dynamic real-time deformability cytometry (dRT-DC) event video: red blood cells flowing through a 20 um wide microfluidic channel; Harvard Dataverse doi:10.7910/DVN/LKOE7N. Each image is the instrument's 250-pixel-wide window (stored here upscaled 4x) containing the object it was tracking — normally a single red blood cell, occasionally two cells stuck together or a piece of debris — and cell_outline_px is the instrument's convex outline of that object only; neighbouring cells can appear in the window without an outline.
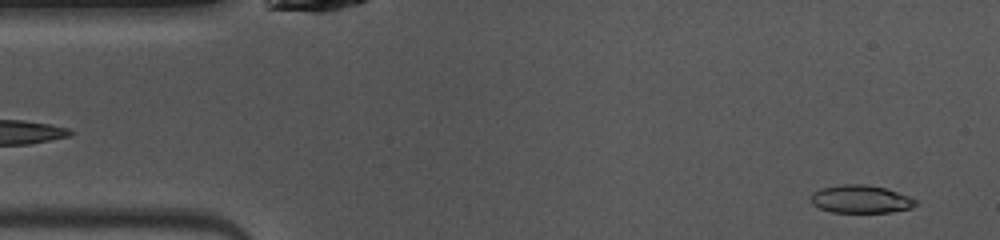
{"species": "common noctule bat (a hibernating species)", "species_latin": "Nyctalus noctula", "temperature_condition": "warm", "stored_images_in_passage": 44, "camera_frame_rate_fps": 3000, "um_per_image_px": 0.085, "animal": {"sex": "female", "body_mass_g": 10.0, "forearm_length_mm": 53.1}, "frame": {"image": 1, "passage_image": 3, "time_ms": 0.667, "image_size_px": [1000, 240], "cell_outline_px": [[916, 204], [912, 208], [892, 212], [832, 212], [820, 208], [812, 204], [808, 196], [812, 192], [820, 188], [840, 184], [864, 184], [884, 188], [908, 196], [916, 200]], "centroid_in_image_um": [73.1, 16.92], "position_along_channel_um": 11.9, "area_um2": 17.11}}
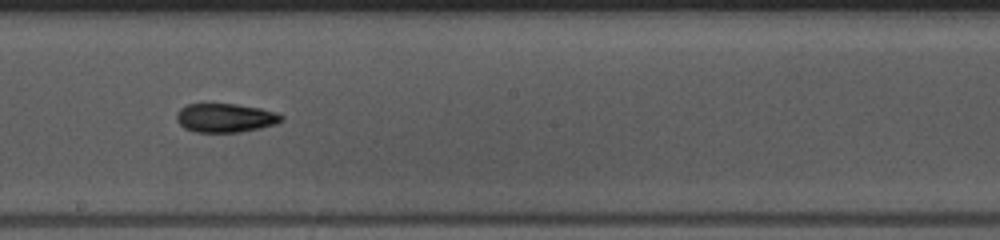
{"frame": {"image": 2, "passage_image": 25, "time_ms": 8.0, "image_size_px": [1000, 240], "cell_outline_px": [[284, 120], [276, 124], [260, 128], [240, 132], [196, 132], [184, 128], [176, 120], [176, 112], [180, 108], [188, 104], [236, 104], [260, 108], [276, 112], [284, 116]], "centroid_in_image_um": [19.16, 10.02], "position_along_channel_um": 229.0, "area_um2": 17.74}}
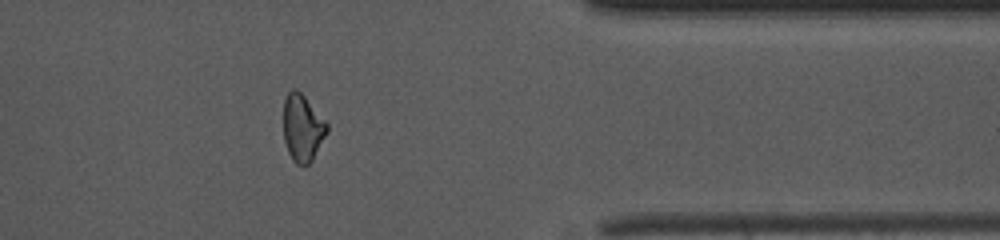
{"frame": {"image": 3, "passage_image": 38, "time_ms": 12.333, "image_size_px": [1000, 240], "cell_outline_px": [[328, 132], [312, 160], [308, 164], [296, 164], [292, 160], [288, 152], [284, 140], [284, 100], [288, 92], [292, 88], [296, 88], [304, 96], [328, 124]], "centroid_in_image_um": [25.71, 10.87], "position_along_channel_um": 385.7, "area_um2": 16.88}, "authors_computed_cell_mechanics": {"area_um2": 17.3689, "velocity_mm_per_s": 4.0753, "shape_relaxation_time_tau1_ms": 7.1553, "shape_relaxation_time_tau2_ms": 3.269, "deformation_change_tau1": 0.174, "deformation_change_tau2": 0.1058}}